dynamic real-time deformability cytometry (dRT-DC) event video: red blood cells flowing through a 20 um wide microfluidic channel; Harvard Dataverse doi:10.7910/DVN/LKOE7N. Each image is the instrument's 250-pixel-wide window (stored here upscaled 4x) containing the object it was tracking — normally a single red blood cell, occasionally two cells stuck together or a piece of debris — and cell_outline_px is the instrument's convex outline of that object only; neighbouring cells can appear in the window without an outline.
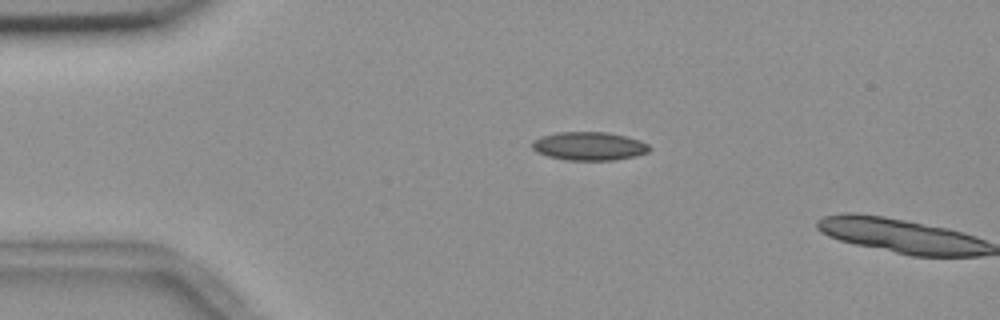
{"species": "common noctule bat (a hibernating species)", "species_latin": "Nyctalus noctula", "temperature_condition": "room temperature", "stored_images_in_passage": 2, "camera_frame_rate_fps": 3000, "um_per_image_px": 0.085, "animal": {"sex": "female", "body_mass_g": 18.4}, "frame": {"image": 1, "passage_image": 1, "time_ms": 0.0, "image_size_px": [1000, 320], "cell_outline_px": [[652, 148], [648, 152], [636, 156], [612, 160], [568, 160], [548, 156], [536, 152], [532, 148], [532, 140], [540, 136], [556, 132], [608, 132], [640, 140], [648, 144]], "centroid_in_image_um": [50.06, 12.41], "position_along_channel_um": 34.9, "area_um2": 19.54}}